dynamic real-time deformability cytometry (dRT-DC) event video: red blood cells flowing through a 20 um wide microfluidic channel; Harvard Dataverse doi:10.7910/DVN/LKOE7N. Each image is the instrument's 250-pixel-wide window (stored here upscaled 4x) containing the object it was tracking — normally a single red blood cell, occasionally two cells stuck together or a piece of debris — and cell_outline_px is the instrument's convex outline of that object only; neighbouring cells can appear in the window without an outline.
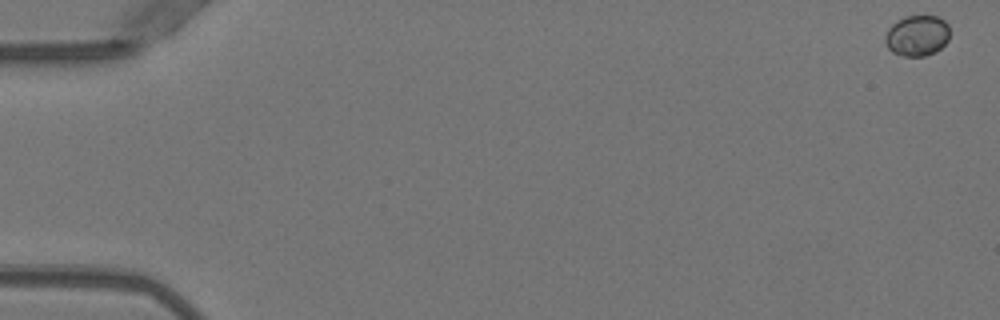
{"species": "Egyptian fruit bat (a non-hibernating species)", "species_latin": "Rousettus aegyptiacus", "temperature_condition": "warm", "stored_images_in_passage": 5, "segment_of_instrument_passage": [2, 2], "camera_frame_rate_fps": 3000, "um_per_image_px": 0.085, "animal": {"sex": "female"}, "frame": {"image": 1, "passage_image": 5, "time_ms": 1.333, "image_size_px": [1000, 320], "cell_outline_px": [[948, 40], [936, 52], [924, 56], [904, 56], [892, 52], [888, 48], [884, 40], [884, 36], [888, 28], [892, 24], [904, 16], [940, 16], [948, 24]], "centroid_in_image_um": [77.94, 3.02], "position_along_channel_um": 7.1, "area_um2": 15.43}}